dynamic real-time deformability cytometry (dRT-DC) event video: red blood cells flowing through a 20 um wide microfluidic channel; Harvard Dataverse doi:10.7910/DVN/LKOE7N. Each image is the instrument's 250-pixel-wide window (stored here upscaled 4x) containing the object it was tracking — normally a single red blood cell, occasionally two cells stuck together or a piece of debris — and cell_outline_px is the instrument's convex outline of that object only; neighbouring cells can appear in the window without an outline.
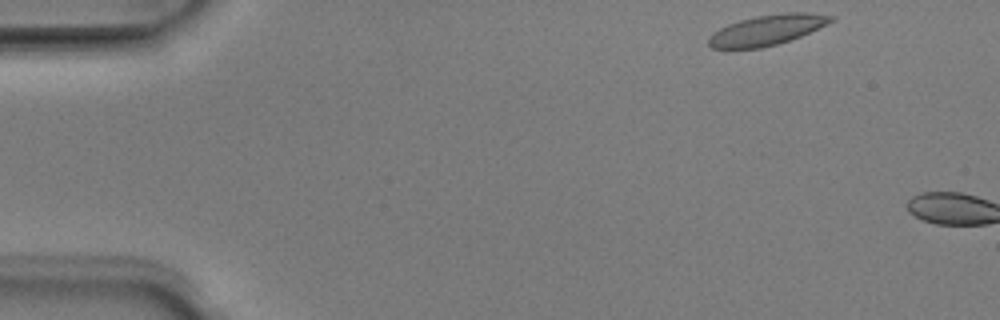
{"species": "Egyptian fruit bat (a non-hibernating species)", "species_latin": "Rousettus aegyptiacus", "temperature_condition": "room temperature", "stored_images_in_passage": 3, "camera_frame_rate_fps": 3000, "um_per_image_px": 0.085, "animal": {"sex": "male"}, "frame": {"image": 1, "passage_image": 1, "time_ms": 0.0, "image_size_px": [1000, 320], "cell_outline_px": [[836, 20], [800, 36], [776, 44], [760, 48], [712, 48], [708, 44], [708, 36], [720, 28], [728, 24], [740, 20], [756, 16], [784, 12], [808, 12], [836, 16]], "centroid_in_image_um": [65.22, 2.53], "position_along_channel_um": 19.8, "area_um2": 21.5}}